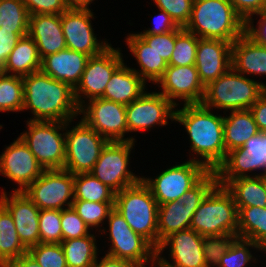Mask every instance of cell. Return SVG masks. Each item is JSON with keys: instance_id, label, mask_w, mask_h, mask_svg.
I'll list each match as a JSON object with an SVG mask.
<instances>
[{"instance_id": "50", "label": "cell", "mask_w": 266, "mask_h": 267, "mask_svg": "<svg viewBox=\"0 0 266 267\" xmlns=\"http://www.w3.org/2000/svg\"><path fill=\"white\" fill-rule=\"evenodd\" d=\"M255 15L260 17L256 23L257 27L253 24V20H248L246 22L245 33L258 44L266 46V10Z\"/></svg>"}, {"instance_id": "25", "label": "cell", "mask_w": 266, "mask_h": 267, "mask_svg": "<svg viewBox=\"0 0 266 267\" xmlns=\"http://www.w3.org/2000/svg\"><path fill=\"white\" fill-rule=\"evenodd\" d=\"M90 56L64 49L41 59V71L55 80L69 84L73 89L78 85Z\"/></svg>"}, {"instance_id": "49", "label": "cell", "mask_w": 266, "mask_h": 267, "mask_svg": "<svg viewBox=\"0 0 266 267\" xmlns=\"http://www.w3.org/2000/svg\"><path fill=\"white\" fill-rule=\"evenodd\" d=\"M26 35L28 33H14L11 30L0 29V71L18 40Z\"/></svg>"}, {"instance_id": "2", "label": "cell", "mask_w": 266, "mask_h": 267, "mask_svg": "<svg viewBox=\"0 0 266 267\" xmlns=\"http://www.w3.org/2000/svg\"><path fill=\"white\" fill-rule=\"evenodd\" d=\"M24 110H31L32 121H74L79 107L74 89L41 70L23 76ZM74 119V120H73Z\"/></svg>"}, {"instance_id": "38", "label": "cell", "mask_w": 266, "mask_h": 267, "mask_svg": "<svg viewBox=\"0 0 266 267\" xmlns=\"http://www.w3.org/2000/svg\"><path fill=\"white\" fill-rule=\"evenodd\" d=\"M29 13L22 0H0V29L28 33Z\"/></svg>"}, {"instance_id": "32", "label": "cell", "mask_w": 266, "mask_h": 267, "mask_svg": "<svg viewBox=\"0 0 266 267\" xmlns=\"http://www.w3.org/2000/svg\"><path fill=\"white\" fill-rule=\"evenodd\" d=\"M224 187L233 196L237 208L266 207V176L235 178Z\"/></svg>"}, {"instance_id": "19", "label": "cell", "mask_w": 266, "mask_h": 267, "mask_svg": "<svg viewBox=\"0 0 266 267\" xmlns=\"http://www.w3.org/2000/svg\"><path fill=\"white\" fill-rule=\"evenodd\" d=\"M94 15L91 9H67L60 14L67 49L93 57L111 45L108 41H103L106 38L100 41L94 34L91 21Z\"/></svg>"}, {"instance_id": "35", "label": "cell", "mask_w": 266, "mask_h": 267, "mask_svg": "<svg viewBox=\"0 0 266 267\" xmlns=\"http://www.w3.org/2000/svg\"><path fill=\"white\" fill-rule=\"evenodd\" d=\"M238 209L237 237L260 244L266 238V207Z\"/></svg>"}, {"instance_id": "41", "label": "cell", "mask_w": 266, "mask_h": 267, "mask_svg": "<svg viewBox=\"0 0 266 267\" xmlns=\"http://www.w3.org/2000/svg\"><path fill=\"white\" fill-rule=\"evenodd\" d=\"M61 210L44 209L39 212L40 243L60 244L63 241L61 230Z\"/></svg>"}, {"instance_id": "16", "label": "cell", "mask_w": 266, "mask_h": 267, "mask_svg": "<svg viewBox=\"0 0 266 267\" xmlns=\"http://www.w3.org/2000/svg\"><path fill=\"white\" fill-rule=\"evenodd\" d=\"M79 116L89 127L108 141L136 140L133 136L125 138L128 128L126 106L123 104L103 98L91 99L79 108Z\"/></svg>"}, {"instance_id": "56", "label": "cell", "mask_w": 266, "mask_h": 267, "mask_svg": "<svg viewBox=\"0 0 266 267\" xmlns=\"http://www.w3.org/2000/svg\"><path fill=\"white\" fill-rule=\"evenodd\" d=\"M209 267H217V266H215V265L211 262V264L209 265Z\"/></svg>"}, {"instance_id": "27", "label": "cell", "mask_w": 266, "mask_h": 267, "mask_svg": "<svg viewBox=\"0 0 266 267\" xmlns=\"http://www.w3.org/2000/svg\"><path fill=\"white\" fill-rule=\"evenodd\" d=\"M146 84L133 69L123 62L114 71L101 98L126 106L147 90Z\"/></svg>"}, {"instance_id": "54", "label": "cell", "mask_w": 266, "mask_h": 267, "mask_svg": "<svg viewBox=\"0 0 266 267\" xmlns=\"http://www.w3.org/2000/svg\"><path fill=\"white\" fill-rule=\"evenodd\" d=\"M94 0H65L68 9H90Z\"/></svg>"}, {"instance_id": "53", "label": "cell", "mask_w": 266, "mask_h": 267, "mask_svg": "<svg viewBox=\"0 0 266 267\" xmlns=\"http://www.w3.org/2000/svg\"><path fill=\"white\" fill-rule=\"evenodd\" d=\"M6 267H41L28 253L10 262Z\"/></svg>"}, {"instance_id": "23", "label": "cell", "mask_w": 266, "mask_h": 267, "mask_svg": "<svg viewBox=\"0 0 266 267\" xmlns=\"http://www.w3.org/2000/svg\"><path fill=\"white\" fill-rule=\"evenodd\" d=\"M195 66L204 86L217 80L232 67V43L199 38Z\"/></svg>"}, {"instance_id": "9", "label": "cell", "mask_w": 266, "mask_h": 267, "mask_svg": "<svg viewBox=\"0 0 266 267\" xmlns=\"http://www.w3.org/2000/svg\"><path fill=\"white\" fill-rule=\"evenodd\" d=\"M213 242L189 228L166 237L157 248L156 267H209ZM169 247V259L161 256Z\"/></svg>"}, {"instance_id": "39", "label": "cell", "mask_w": 266, "mask_h": 267, "mask_svg": "<svg viewBox=\"0 0 266 267\" xmlns=\"http://www.w3.org/2000/svg\"><path fill=\"white\" fill-rule=\"evenodd\" d=\"M71 207L92 231L95 228L101 232L99 228L104 225L109 213L114 209V202L74 200Z\"/></svg>"}, {"instance_id": "34", "label": "cell", "mask_w": 266, "mask_h": 267, "mask_svg": "<svg viewBox=\"0 0 266 267\" xmlns=\"http://www.w3.org/2000/svg\"><path fill=\"white\" fill-rule=\"evenodd\" d=\"M95 234L90 233L75 239L63 240L62 246L68 267H93L99 250Z\"/></svg>"}, {"instance_id": "17", "label": "cell", "mask_w": 266, "mask_h": 267, "mask_svg": "<svg viewBox=\"0 0 266 267\" xmlns=\"http://www.w3.org/2000/svg\"><path fill=\"white\" fill-rule=\"evenodd\" d=\"M122 54L120 48L110 45L101 54L89 58L81 79L74 88V97L79 108L87 99L89 101L103 96L114 71L124 62Z\"/></svg>"}, {"instance_id": "11", "label": "cell", "mask_w": 266, "mask_h": 267, "mask_svg": "<svg viewBox=\"0 0 266 267\" xmlns=\"http://www.w3.org/2000/svg\"><path fill=\"white\" fill-rule=\"evenodd\" d=\"M71 122L73 121L65 122V165L63 169L72 174L90 173L109 141L89 127L81 117L72 128H70Z\"/></svg>"}, {"instance_id": "22", "label": "cell", "mask_w": 266, "mask_h": 267, "mask_svg": "<svg viewBox=\"0 0 266 267\" xmlns=\"http://www.w3.org/2000/svg\"><path fill=\"white\" fill-rule=\"evenodd\" d=\"M0 203L9 211L23 246L28 250L40 243V209L24 192H5L1 189Z\"/></svg>"}, {"instance_id": "45", "label": "cell", "mask_w": 266, "mask_h": 267, "mask_svg": "<svg viewBox=\"0 0 266 267\" xmlns=\"http://www.w3.org/2000/svg\"><path fill=\"white\" fill-rule=\"evenodd\" d=\"M168 64L175 48L176 30L160 35H139Z\"/></svg>"}, {"instance_id": "46", "label": "cell", "mask_w": 266, "mask_h": 267, "mask_svg": "<svg viewBox=\"0 0 266 267\" xmlns=\"http://www.w3.org/2000/svg\"><path fill=\"white\" fill-rule=\"evenodd\" d=\"M29 16L37 14H61L68 7L65 0H22Z\"/></svg>"}, {"instance_id": "1", "label": "cell", "mask_w": 266, "mask_h": 267, "mask_svg": "<svg viewBox=\"0 0 266 267\" xmlns=\"http://www.w3.org/2000/svg\"><path fill=\"white\" fill-rule=\"evenodd\" d=\"M182 106L175 108L174 121L182 124L189 136L190 151L194 153L189 154L193 156L189 160L203 164L209 171H216L226 158L224 116L214 115L201 103Z\"/></svg>"}, {"instance_id": "6", "label": "cell", "mask_w": 266, "mask_h": 267, "mask_svg": "<svg viewBox=\"0 0 266 267\" xmlns=\"http://www.w3.org/2000/svg\"><path fill=\"white\" fill-rule=\"evenodd\" d=\"M158 203L142 179L115 193L114 209L130 228L158 248Z\"/></svg>"}, {"instance_id": "55", "label": "cell", "mask_w": 266, "mask_h": 267, "mask_svg": "<svg viewBox=\"0 0 266 267\" xmlns=\"http://www.w3.org/2000/svg\"><path fill=\"white\" fill-rule=\"evenodd\" d=\"M260 250L266 249V238L259 244Z\"/></svg>"}, {"instance_id": "3", "label": "cell", "mask_w": 266, "mask_h": 267, "mask_svg": "<svg viewBox=\"0 0 266 267\" xmlns=\"http://www.w3.org/2000/svg\"><path fill=\"white\" fill-rule=\"evenodd\" d=\"M190 228L213 243L237 237L238 209L224 186L217 184L200 203Z\"/></svg>"}, {"instance_id": "51", "label": "cell", "mask_w": 266, "mask_h": 267, "mask_svg": "<svg viewBox=\"0 0 266 267\" xmlns=\"http://www.w3.org/2000/svg\"><path fill=\"white\" fill-rule=\"evenodd\" d=\"M260 132H266V92L250 108Z\"/></svg>"}, {"instance_id": "40", "label": "cell", "mask_w": 266, "mask_h": 267, "mask_svg": "<svg viewBox=\"0 0 266 267\" xmlns=\"http://www.w3.org/2000/svg\"><path fill=\"white\" fill-rule=\"evenodd\" d=\"M199 38L185 28L176 29L175 48L168 65L189 66L195 65L196 49Z\"/></svg>"}, {"instance_id": "43", "label": "cell", "mask_w": 266, "mask_h": 267, "mask_svg": "<svg viewBox=\"0 0 266 267\" xmlns=\"http://www.w3.org/2000/svg\"><path fill=\"white\" fill-rule=\"evenodd\" d=\"M60 224L63 240L87 236L92 231L72 207L61 210Z\"/></svg>"}, {"instance_id": "44", "label": "cell", "mask_w": 266, "mask_h": 267, "mask_svg": "<svg viewBox=\"0 0 266 267\" xmlns=\"http://www.w3.org/2000/svg\"><path fill=\"white\" fill-rule=\"evenodd\" d=\"M158 10L166 11L174 22L184 28L190 19L194 0H153Z\"/></svg>"}, {"instance_id": "47", "label": "cell", "mask_w": 266, "mask_h": 267, "mask_svg": "<svg viewBox=\"0 0 266 267\" xmlns=\"http://www.w3.org/2000/svg\"><path fill=\"white\" fill-rule=\"evenodd\" d=\"M236 13L245 21L254 20L253 15L266 10V0H228Z\"/></svg>"}, {"instance_id": "52", "label": "cell", "mask_w": 266, "mask_h": 267, "mask_svg": "<svg viewBox=\"0 0 266 267\" xmlns=\"http://www.w3.org/2000/svg\"><path fill=\"white\" fill-rule=\"evenodd\" d=\"M100 259H96L93 267H137L130 261L114 258L106 254Z\"/></svg>"}, {"instance_id": "24", "label": "cell", "mask_w": 266, "mask_h": 267, "mask_svg": "<svg viewBox=\"0 0 266 267\" xmlns=\"http://www.w3.org/2000/svg\"><path fill=\"white\" fill-rule=\"evenodd\" d=\"M28 35L37 45L41 59L67 48L60 14L29 16Z\"/></svg>"}, {"instance_id": "21", "label": "cell", "mask_w": 266, "mask_h": 267, "mask_svg": "<svg viewBox=\"0 0 266 267\" xmlns=\"http://www.w3.org/2000/svg\"><path fill=\"white\" fill-rule=\"evenodd\" d=\"M43 171L44 168L20 137L6 146L0 155V175L18 184L12 192H23Z\"/></svg>"}, {"instance_id": "36", "label": "cell", "mask_w": 266, "mask_h": 267, "mask_svg": "<svg viewBox=\"0 0 266 267\" xmlns=\"http://www.w3.org/2000/svg\"><path fill=\"white\" fill-rule=\"evenodd\" d=\"M74 200L114 202L115 192L91 173L74 174Z\"/></svg>"}, {"instance_id": "20", "label": "cell", "mask_w": 266, "mask_h": 267, "mask_svg": "<svg viewBox=\"0 0 266 267\" xmlns=\"http://www.w3.org/2000/svg\"><path fill=\"white\" fill-rule=\"evenodd\" d=\"M164 95L175 107L180 105L177 100L186 104L201 103L205 86L199 78L195 65L173 66L168 65L163 76L157 81ZM175 99V100H174Z\"/></svg>"}, {"instance_id": "8", "label": "cell", "mask_w": 266, "mask_h": 267, "mask_svg": "<svg viewBox=\"0 0 266 267\" xmlns=\"http://www.w3.org/2000/svg\"><path fill=\"white\" fill-rule=\"evenodd\" d=\"M107 219L108 231L103 227L100 232H109L106 255L130 261L137 267H156L157 249L147 239L134 232L117 210L113 209Z\"/></svg>"}, {"instance_id": "13", "label": "cell", "mask_w": 266, "mask_h": 267, "mask_svg": "<svg viewBox=\"0 0 266 267\" xmlns=\"http://www.w3.org/2000/svg\"><path fill=\"white\" fill-rule=\"evenodd\" d=\"M209 170L201 163L187 160L163 170L155 179L142 176L158 205L180 200Z\"/></svg>"}, {"instance_id": "28", "label": "cell", "mask_w": 266, "mask_h": 267, "mask_svg": "<svg viewBox=\"0 0 266 267\" xmlns=\"http://www.w3.org/2000/svg\"><path fill=\"white\" fill-rule=\"evenodd\" d=\"M127 48L137 60L140 67L133 69L146 83H157L163 76L168 64L161 58V56L137 34L129 33L125 36Z\"/></svg>"}, {"instance_id": "14", "label": "cell", "mask_w": 266, "mask_h": 267, "mask_svg": "<svg viewBox=\"0 0 266 267\" xmlns=\"http://www.w3.org/2000/svg\"><path fill=\"white\" fill-rule=\"evenodd\" d=\"M215 172L222 186L235 178L266 176V132H258L242 147L229 151Z\"/></svg>"}, {"instance_id": "7", "label": "cell", "mask_w": 266, "mask_h": 267, "mask_svg": "<svg viewBox=\"0 0 266 267\" xmlns=\"http://www.w3.org/2000/svg\"><path fill=\"white\" fill-rule=\"evenodd\" d=\"M217 184L216 172L209 171L194 187L186 191L180 200L158 206V247L170 234L190 228L195 211Z\"/></svg>"}, {"instance_id": "33", "label": "cell", "mask_w": 266, "mask_h": 267, "mask_svg": "<svg viewBox=\"0 0 266 267\" xmlns=\"http://www.w3.org/2000/svg\"><path fill=\"white\" fill-rule=\"evenodd\" d=\"M27 254L9 211L0 203V267Z\"/></svg>"}, {"instance_id": "4", "label": "cell", "mask_w": 266, "mask_h": 267, "mask_svg": "<svg viewBox=\"0 0 266 267\" xmlns=\"http://www.w3.org/2000/svg\"><path fill=\"white\" fill-rule=\"evenodd\" d=\"M246 23L228 0H194L191 16L184 27L198 38L233 43L245 33Z\"/></svg>"}, {"instance_id": "10", "label": "cell", "mask_w": 266, "mask_h": 267, "mask_svg": "<svg viewBox=\"0 0 266 267\" xmlns=\"http://www.w3.org/2000/svg\"><path fill=\"white\" fill-rule=\"evenodd\" d=\"M20 138L44 170L63 169L65 165V122L32 121ZM62 133H61V132Z\"/></svg>"}, {"instance_id": "37", "label": "cell", "mask_w": 266, "mask_h": 267, "mask_svg": "<svg viewBox=\"0 0 266 267\" xmlns=\"http://www.w3.org/2000/svg\"><path fill=\"white\" fill-rule=\"evenodd\" d=\"M24 90L21 76L0 71V112L23 111Z\"/></svg>"}, {"instance_id": "15", "label": "cell", "mask_w": 266, "mask_h": 267, "mask_svg": "<svg viewBox=\"0 0 266 267\" xmlns=\"http://www.w3.org/2000/svg\"><path fill=\"white\" fill-rule=\"evenodd\" d=\"M74 174L64 169L44 170L23 192L40 209L63 210L74 201Z\"/></svg>"}, {"instance_id": "18", "label": "cell", "mask_w": 266, "mask_h": 267, "mask_svg": "<svg viewBox=\"0 0 266 267\" xmlns=\"http://www.w3.org/2000/svg\"><path fill=\"white\" fill-rule=\"evenodd\" d=\"M175 108L159 91H145L138 99L126 105L128 133L167 126L168 120H175Z\"/></svg>"}, {"instance_id": "42", "label": "cell", "mask_w": 266, "mask_h": 267, "mask_svg": "<svg viewBox=\"0 0 266 267\" xmlns=\"http://www.w3.org/2000/svg\"><path fill=\"white\" fill-rule=\"evenodd\" d=\"M27 253L41 267H68L60 244L39 243L29 248Z\"/></svg>"}, {"instance_id": "57", "label": "cell", "mask_w": 266, "mask_h": 267, "mask_svg": "<svg viewBox=\"0 0 266 267\" xmlns=\"http://www.w3.org/2000/svg\"><path fill=\"white\" fill-rule=\"evenodd\" d=\"M262 253L264 252V254L266 253V249H264V250H260ZM266 267V266H265Z\"/></svg>"}, {"instance_id": "12", "label": "cell", "mask_w": 266, "mask_h": 267, "mask_svg": "<svg viewBox=\"0 0 266 267\" xmlns=\"http://www.w3.org/2000/svg\"><path fill=\"white\" fill-rule=\"evenodd\" d=\"M136 141H109L90 172L115 193L138 183L142 176L129 170Z\"/></svg>"}, {"instance_id": "31", "label": "cell", "mask_w": 266, "mask_h": 267, "mask_svg": "<svg viewBox=\"0 0 266 267\" xmlns=\"http://www.w3.org/2000/svg\"><path fill=\"white\" fill-rule=\"evenodd\" d=\"M40 70L41 58L37 45L29 35H26L18 40L1 72L23 77Z\"/></svg>"}, {"instance_id": "48", "label": "cell", "mask_w": 266, "mask_h": 267, "mask_svg": "<svg viewBox=\"0 0 266 267\" xmlns=\"http://www.w3.org/2000/svg\"><path fill=\"white\" fill-rule=\"evenodd\" d=\"M160 13L154 16V27L143 30V32H137L138 35H160L171 32L179 28L174 22L171 16L163 10H159Z\"/></svg>"}, {"instance_id": "26", "label": "cell", "mask_w": 266, "mask_h": 267, "mask_svg": "<svg viewBox=\"0 0 266 267\" xmlns=\"http://www.w3.org/2000/svg\"><path fill=\"white\" fill-rule=\"evenodd\" d=\"M232 68L242 75L266 76V46L244 33L232 43Z\"/></svg>"}, {"instance_id": "30", "label": "cell", "mask_w": 266, "mask_h": 267, "mask_svg": "<svg viewBox=\"0 0 266 267\" xmlns=\"http://www.w3.org/2000/svg\"><path fill=\"white\" fill-rule=\"evenodd\" d=\"M224 116V145L226 155L229 151L240 148L259 131L250 109L230 111Z\"/></svg>"}, {"instance_id": "5", "label": "cell", "mask_w": 266, "mask_h": 267, "mask_svg": "<svg viewBox=\"0 0 266 267\" xmlns=\"http://www.w3.org/2000/svg\"><path fill=\"white\" fill-rule=\"evenodd\" d=\"M265 92L266 83L250 79L231 67L205 86L201 104L212 110L223 109L226 115V111L250 109Z\"/></svg>"}, {"instance_id": "29", "label": "cell", "mask_w": 266, "mask_h": 267, "mask_svg": "<svg viewBox=\"0 0 266 267\" xmlns=\"http://www.w3.org/2000/svg\"><path fill=\"white\" fill-rule=\"evenodd\" d=\"M249 248L260 251L258 244L239 237L214 243L211 262L217 267H246L251 263H257L258 259Z\"/></svg>"}]
</instances>
